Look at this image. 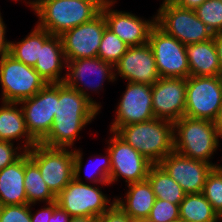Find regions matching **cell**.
<instances>
[{
	"label": "cell",
	"instance_id": "6da1fadb",
	"mask_svg": "<svg viewBox=\"0 0 222 222\" xmlns=\"http://www.w3.org/2000/svg\"><path fill=\"white\" fill-rule=\"evenodd\" d=\"M99 110L80 92L64 82L56 83V112L52 129L41 142L51 148H73L86 125L92 123Z\"/></svg>",
	"mask_w": 222,
	"mask_h": 222
},
{
	"label": "cell",
	"instance_id": "7a4b0ae2",
	"mask_svg": "<svg viewBox=\"0 0 222 222\" xmlns=\"http://www.w3.org/2000/svg\"><path fill=\"white\" fill-rule=\"evenodd\" d=\"M105 0H33L31 10L39 18L37 26L51 35L92 20L101 12Z\"/></svg>",
	"mask_w": 222,
	"mask_h": 222
},
{
	"label": "cell",
	"instance_id": "3957f363",
	"mask_svg": "<svg viewBox=\"0 0 222 222\" xmlns=\"http://www.w3.org/2000/svg\"><path fill=\"white\" fill-rule=\"evenodd\" d=\"M74 149V178L56 196V202L60 208L71 217L89 216L99 217L107 211L114 203L102 192L97 184L91 185L82 181L81 171L83 166V152ZM110 204V205H109Z\"/></svg>",
	"mask_w": 222,
	"mask_h": 222
},
{
	"label": "cell",
	"instance_id": "277c9868",
	"mask_svg": "<svg viewBox=\"0 0 222 222\" xmlns=\"http://www.w3.org/2000/svg\"><path fill=\"white\" fill-rule=\"evenodd\" d=\"M115 133L153 165L174 151L173 122L161 118L120 126Z\"/></svg>",
	"mask_w": 222,
	"mask_h": 222
},
{
	"label": "cell",
	"instance_id": "5b68a950",
	"mask_svg": "<svg viewBox=\"0 0 222 222\" xmlns=\"http://www.w3.org/2000/svg\"><path fill=\"white\" fill-rule=\"evenodd\" d=\"M173 137L175 152L217 166L210 159L221 138L213 121L183 116L173 122Z\"/></svg>",
	"mask_w": 222,
	"mask_h": 222
},
{
	"label": "cell",
	"instance_id": "8992f818",
	"mask_svg": "<svg viewBox=\"0 0 222 222\" xmlns=\"http://www.w3.org/2000/svg\"><path fill=\"white\" fill-rule=\"evenodd\" d=\"M157 12L156 25L185 46L205 42L214 37L194 10L179 7L171 0H163Z\"/></svg>",
	"mask_w": 222,
	"mask_h": 222
},
{
	"label": "cell",
	"instance_id": "52a82bcc",
	"mask_svg": "<svg viewBox=\"0 0 222 222\" xmlns=\"http://www.w3.org/2000/svg\"><path fill=\"white\" fill-rule=\"evenodd\" d=\"M47 82L31 66L9 53L0 58L1 102L19 103L39 92Z\"/></svg>",
	"mask_w": 222,
	"mask_h": 222
},
{
	"label": "cell",
	"instance_id": "ba28073f",
	"mask_svg": "<svg viewBox=\"0 0 222 222\" xmlns=\"http://www.w3.org/2000/svg\"><path fill=\"white\" fill-rule=\"evenodd\" d=\"M27 152L55 196L74 178V150L51 148L37 143Z\"/></svg>",
	"mask_w": 222,
	"mask_h": 222
},
{
	"label": "cell",
	"instance_id": "9c48e42d",
	"mask_svg": "<svg viewBox=\"0 0 222 222\" xmlns=\"http://www.w3.org/2000/svg\"><path fill=\"white\" fill-rule=\"evenodd\" d=\"M222 106V76L186 78L184 116L214 121Z\"/></svg>",
	"mask_w": 222,
	"mask_h": 222
},
{
	"label": "cell",
	"instance_id": "30bf717a",
	"mask_svg": "<svg viewBox=\"0 0 222 222\" xmlns=\"http://www.w3.org/2000/svg\"><path fill=\"white\" fill-rule=\"evenodd\" d=\"M66 62L67 71L64 83L80 92L100 111L101 103L94 101L87 91L89 88L98 93L97 91L103 88L105 80L116 81L114 66L99 57L66 60Z\"/></svg>",
	"mask_w": 222,
	"mask_h": 222
},
{
	"label": "cell",
	"instance_id": "8fae6325",
	"mask_svg": "<svg viewBox=\"0 0 222 222\" xmlns=\"http://www.w3.org/2000/svg\"><path fill=\"white\" fill-rule=\"evenodd\" d=\"M148 44L152 49L160 78L190 76L186 46L183 43L155 25L150 31Z\"/></svg>",
	"mask_w": 222,
	"mask_h": 222
},
{
	"label": "cell",
	"instance_id": "7c38bea8",
	"mask_svg": "<svg viewBox=\"0 0 222 222\" xmlns=\"http://www.w3.org/2000/svg\"><path fill=\"white\" fill-rule=\"evenodd\" d=\"M106 141L110 153L111 173L109 184L113 185L118 178L123 177L128 184L144 181L148 177L150 167L153 165L142 154L127 144L115 132Z\"/></svg>",
	"mask_w": 222,
	"mask_h": 222
},
{
	"label": "cell",
	"instance_id": "4fadbf2b",
	"mask_svg": "<svg viewBox=\"0 0 222 222\" xmlns=\"http://www.w3.org/2000/svg\"><path fill=\"white\" fill-rule=\"evenodd\" d=\"M30 136L41 143L52 129L56 112V83H47L31 98L19 102Z\"/></svg>",
	"mask_w": 222,
	"mask_h": 222
},
{
	"label": "cell",
	"instance_id": "5bb4252c",
	"mask_svg": "<svg viewBox=\"0 0 222 222\" xmlns=\"http://www.w3.org/2000/svg\"><path fill=\"white\" fill-rule=\"evenodd\" d=\"M106 19L100 12L92 20L65 31L60 37L66 60L97 57Z\"/></svg>",
	"mask_w": 222,
	"mask_h": 222
},
{
	"label": "cell",
	"instance_id": "9a60e30c",
	"mask_svg": "<svg viewBox=\"0 0 222 222\" xmlns=\"http://www.w3.org/2000/svg\"><path fill=\"white\" fill-rule=\"evenodd\" d=\"M115 111V120L109 131L115 132L120 126L154 119L152 108V85L127 82Z\"/></svg>",
	"mask_w": 222,
	"mask_h": 222
},
{
	"label": "cell",
	"instance_id": "2e32d148",
	"mask_svg": "<svg viewBox=\"0 0 222 222\" xmlns=\"http://www.w3.org/2000/svg\"><path fill=\"white\" fill-rule=\"evenodd\" d=\"M117 0H105L101 7L107 28L129 47L148 43L151 29L156 25V16L145 20L137 15L113 9ZM112 7V8H111Z\"/></svg>",
	"mask_w": 222,
	"mask_h": 222
},
{
	"label": "cell",
	"instance_id": "e0dca14e",
	"mask_svg": "<svg viewBox=\"0 0 222 222\" xmlns=\"http://www.w3.org/2000/svg\"><path fill=\"white\" fill-rule=\"evenodd\" d=\"M117 72V73H116ZM115 80L118 76L127 82L153 85L160 79L152 49L148 43L128 47L114 66Z\"/></svg>",
	"mask_w": 222,
	"mask_h": 222
},
{
	"label": "cell",
	"instance_id": "ac0fdd59",
	"mask_svg": "<svg viewBox=\"0 0 222 222\" xmlns=\"http://www.w3.org/2000/svg\"><path fill=\"white\" fill-rule=\"evenodd\" d=\"M159 165L186 194L202 193L207 176L214 168L210 163L185 157L175 151L162 159Z\"/></svg>",
	"mask_w": 222,
	"mask_h": 222
},
{
	"label": "cell",
	"instance_id": "d6986e66",
	"mask_svg": "<svg viewBox=\"0 0 222 222\" xmlns=\"http://www.w3.org/2000/svg\"><path fill=\"white\" fill-rule=\"evenodd\" d=\"M186 78L161 77L152 85L155 118L175 122L185 114Z\"/></svg>",
	"mask_w": 222,
	"mask_h": 222
},
{
	"label": "cell",
	"instance_id": "ffe728a7",
	"mask_svg": "<svg viewBox=\"0 0 222 222\" xmlns=\"http://www.w3.org/2000/svg\"><path fill=\"white\" fill-rule=\"evenodd\" d=\"M66 59L61 37L51 35L42 45L40 58L37 59L34 69L47 83L64 82L66 73Z\"/></svg>",
	"mask_w": 222,
	"mask_h": 222
},
{
	"label": "cell",
	"instance_id": "44dd1931",
	"mask_svg": "<svg viewBox=\"0 0 222 222\" xmlns=\"http://www.w3.org/2000/svg\"><path fill=\"white\" fill-rule=\"evenodd\" d=\"M0 106V141H8L14 143L21 138L24 151H29L37 142L30 136L23 110L19 107V103L2 102Z\"/></svg>",
	"mask_w": 222,
	"mask_h": 222
},
{
	"label": "cell",
	"instance_id": "7402d4cb",
	"mask_svg": "<svg viewBox=\"0 0 222 222\" xmlns=\"http://www.w3.org/2000/svg\"><path fill=\"white\" fill-rule=\"evenodd\" d=\"M125 198L114 197L115 203L131 218V220H146L152 209L156 196L149 181L131 183Z\"/></svg>",
	"mask_w": 222,
	"mask_h": 222
},
{
	"label": "cell",
	"instance_id": "603a6c76",
	"mask_svg": "<svg viewBox=\"0 0 222 222\" xmlns=\"http://www.w3.org/2000/svg\"><path fill=\"white\" fill-rule=\"evenodd\" d=\"M28 204L24 188V154L0 170V206Z\"/></svg>",
	"mask_w": 222,
	"mask_h": 222
},
{
	"label": "cell",
	"instance_id": "cb8c5ba5",
	"mask_svg": "<svg viewBox=\"0 0 222 222\" xmlns=\"http://www.w3.org/2000/svg\"><path fill=\"white\" fill-rule=\"evenodd\" d=\"M190 76H220L221 69L214 39L186 45Z\"/></svg>",
	"mask_w": 222,
	"mask_h": 222
},
{
	"label": "cell",
	"instance_id": "d4e9b609",
	"mask_svg": "<svg viewBox=\"0 0 222 222\" xmlns=\"http://www.w3.org/2000/svg\"><path fill=\"white\" fill-rule=\"evenodd\" d=\"M51 36V34L37 25L31 30L29 35L21 41H10L9 54L16 60L34 67L37 59L40 58L43 43Z\"/></svg>",
	"mask_w": 222,
	"mask_h": 222
},
{
	"label": "cell",
	"instance_id": "484cf974",
	"mask_svg": "<svg viewBox=\"0 0 222 222\" xmlns=\"http://www.w3.org/2000/svg\"><path fill=\"white\" fill-rule=\"evenodd\" d=\"M24 188L29 205L56 201V196L47 187L38 166L29 158L27 151L24 153Z\"/></svg>",
	"mask_w": 222,
	"mask_h": 222
},
{
	"label": "cell",
	"instance_id": "4316f807",
	"mask_svg": "<svg viewBox=\"0 0 222 222\" xmlns=\"http://www.w3.org/2000/svg\"><path fill=\"white\" fill-rule=\"evenodd\" d=\"M147 180L156 199L179 205L185 197L186 193L182 187L159 164H154L150 167Z\"/></svg>",
	"mask_w": 222,
	"mask_h": 222
},
{
	"label": "cell",
	"instance_id": "83f0119b",
	"mask_svg": "<svg viewBox=\"0 0 222 222\" xmlns=\"http://www.w3.org/2000/svg\"><path fill=\"white\" fill-rule=\"evenodd\" d=\"M179 216L180 222H214L220 218L202 193L185 194Z\"/></svg>",
	"mask_w": 222,
	"mask_h": 222
},
{
	"label": "cell",
	"instance_id": "f1b7e54d",
	"mask_svg": "<svg viewBox=\"0 0 222 222\" xmlns=\"http://www.w3.org/2000/svg\"><path fill=\"white\" fill-rule=\"evenodd\" d=\"M129 46L124 43L116 34L109 28L104 30L97 57L104 62L110 63L113 66L125 54Z\"/></svg>",
	"mask_w": 222,
	"mask_h": 222
},
{
	"label": "cell",
	"instance_id": "f546056e",
	"mask_svg": "<svg viewBox=\"0 0 222 222\" xmlns=\"http://www.w3.org/2000/svg\"><path fill=\"white\" fill-rule=\"evenodd\" d=\"M194 11L213 34L222 33V0H206Z\"/></svg>",
	"mask_w": 222,
	"mask_h": 222
},
{
	"label": "cell",
	"instance_id": "4dcf8cb0",
	"mask_svg": "<svg viewBox=\"0 0 222 222\" xmlns=\"http://www.w3.org/2000/svg\"><path fill=\"white\" fill-rule=\"evenodd\" d=\"M202 194L222 218V171L214 167L208 174Z\"/></svg>",
	"mask_w": 222,
	"mask_h": 222
},
{
	"label": "cell",
	"instance_id": "1f68e13d",
	"mask_svg": "<svg viewBox=\"0 0 222 222\" xmlns=\"http://www.w3.org/2000/svg\"><path fill=\"white\" fill-rule=\"evenodd\" d=\"M145 222H180L179 205L156 199Z\"/></svg>",
	"mask_w": 222,
	"mask_h": 222
},
{
	"label": "cell",
	"instance_id": "d6a6232c",
	"mask_svg": "<svg viewBox=\"0 0 222 222\" xmlns=\"http://www.w3.org/2000/svg\"><path fill=\"white\" fill-rule=\"evenodd\" d=\"M0 222H31L30 205L0 206Z\"/></svg>",
	"mask_w": 222,
	"mask_h": 222
},
{
	"label": "cell",
	"instance_id": "836d02e7",
	"mask_svg": "<svg viewBox=\"0 0 222 222\" xmlns=\"http://www.w3.org/2000/svg\"><path fill=\"white\" fill-rule=\"evenodd\" d=\"M100 159H101L100 160L101 164L99 162L100 167H99V165H97L96 166L97 170L94 169V173L91 172L90 173L91 175L88 174V177L90 175V178H91L90 182L92 184H99L100 186L102 185V188H103L104 185L105 186L110 185L109 184V176H110V173H111V160H110L109 151L107 150L105 155H103L102 157L100 156ZM88 163H90V162L88 161ZM88 163H87V165H88ZM91 165H93V164H91ZM88 177L86 176V180H89Z\"/></svg>",
	"mask_w": 222,
	"mask_h": 222
},
{
	"label": "cell",
	"instance_id": "e575fe53",
	"mask_svg": "<svg viewBox=\"0 0 222 222\" xmlns=\"http://www.w3.org/2000/svg\"><path fill=\"white\" fill-rule=\"evenodd\" d=\"M22 150V151H21ZM26 151L20 145L14 146V143L0 141V170L17 161Z\"/></svg>",
	"mask_w": 222,
	"mask_h": 222
},
{
	"label": "cell",
	"instance_id": "d590c367",
	"mask_svg": "<svg viewBox=\"0 0 222 222\" xmlns=\"http://www.w3.org/2000/svg\"><path fill=\"white\" fill-rule=\"evenodd\" d=\"M98 218L102 222H129L131 220V218L116 203Z\"/></svg>",
	"mask_w": 222,
	"mask_h": 222
},
{
	"label": "cell",
	"instance_id": "8d00e7d4",
	"mask_svg": "<svg viewBox=\"0 0 222 222\" xmlns=\"http://www.w3.org/2000/svg\"><path fill=\"white\" fill-rule=\"evenodd\" d=\"M32 206L33 205H30L31 222H50V217L58 204L56 201L46 203V205L42 207V209L38 210L36 213H32Z\"/></svg>",
	"mask_w": 222,
	"mask_h": 222
},
{
	"label": "cell",
	"instance_id": "74e56055",
	"mask_svg": "<svg viewBox=\"0 0 222 222\" xmlns=\"http://www.w3.org/2000/svg\"><path fill=\"white\" fill-rule=\"evenodd\" d=\"M5 25L0 12V58L9 53L10 41L5 38L7 28Z\"/></svg>",
	"mask_w": 222,
	"mask_h": 222
},
{
	"label": "cell",
	"instance_id": "f35d334b",
	"mask_svg": "<svg viewBox=\"0 0 222 222\" xmlns=\"http://www.w3.org/2000/svg\"><path fill=\"white\" fill-rule=\"evenodd\" d=\"M70 219L71 216L62 208L57 206L50 217V222H70Z\"/></svg>",
	"mask_w": 222,
	"mask_h": 222
},
{
	"label": "cell",
	"instance_id": "ab89813d",
	"mask_svg": "<svg viewBox=\"0 0 222 222\" xmlns=\"http://www.w3.org/2000/svg\"><path fill=\"white\" fill-rule=\"evenodd\" d=\"M171 1L179 7L195 10L206 0H171Z\"/></svg>",
	"mask_w": 222,
	"mask_h": 222
},
{
	"label": "cell",
	"instance_id": "60d3db41",
	"mask_svg": "<svg viewBox=\"0 0 222 222\" xmlns=\"http://www.w3.org/2000/svg\"><path fill=\"white\" fill-rule=\"evenodd\" d=\"M213 39L219 58L221 76H222V33L214 34Z\"/></svg>",
	"mask_w": 222,
	"mask_h": 222
},
{
	"label": "cell",
	"instance_id": "b9f144b4",
	"mask_svg": "<svg viewBox=\"0 0 222 222\" xmlns=\"http://www.w3.org/2000/svg\"><path fill=\"white\" fill-rule=\"evenodd\" d=\"M213 122L219 137L222 138V106Z\"/></svg>",
	"mask_w": 222,
	"mask_h": 222
},
{
	"label": "cell",
	"instance_id": "7bdbcfd3",
	"mask_svg": "<svg viewBox=\"0 0 222 222\" xmlns=\"http://www.w3.org/2000/svg\"><path fill=\"white\" fill-rule=\"evenodd\" d=\"M93 217L89 216H74L71 217L70 222H91Z\"/></svg>",
	"mask_w": 222,
	"mask_h": 222
},
{
	"label": "cell",
	"instance_id": "ee69618b",
	"mask_svg": "<svg viewBox=\"0 0 222 222\" xmlns=\"http://www.w3.org/2000/svg\"><path fill=\"white\" fill-rule=\"evenodd\" d=\"M91 222H102L98 217H95L91 220Z\"/></svg>",
	"mask_w": 222,
	"mask_h": 222
},
{
	"label": "cell",
	"instance_id": "f6af8a7d",
	"mask_svg": "<svg viewBox=\"0 0 222 222\" xmlns=\"http://www.w3.org/2000/svg\"><path fill=\"white\" fill-rule=\"evenodd\" d=\"M25 3L29 4V7H31L32 3H33V0H29V1H25Z\"/></svg>",
	"mask_w": 222,
	"mask_h": 222
},
{
	"label": "cell",
	"instance_id": "bcb514c9",
	"mask_svg": "<svg viewBox=\"0 0 222 222\" xmlns=\"http://www.w3.org/2000/svg\"><path fill=\"white\" fill-rule=\"evenodd\" d=\"M129 222H145L144 220H130Z\"/></svg>",
	"mask_w": 222,
	"mask_h": 222
},
{
	"label": "cell",
	"instance_id": "7dc6e473",
	"mask_svg": "<svg viewBox=\"0 0 222 222\" xmlns=\"http://www.w3.org/2000/svg\"><path fill=\"white\" fill-rule=\"evenodd\" d=\"M220 171H222V165L220 164H217V166H216Z\"/></svg>",
	"mask_w": 222,
	"mask_h": 222
},
{
	"label": "cell",
	"instance_id": "c3c4849f",
	"mask_svg": "<svg viewBox=\"0 0 222 222\" xmlns=\"http://www.w3.org/2000/svg\"><path fill=\"white\" fill-rule=\"evenodd\" d=\"M222 221V218L220 217L217 221H214V222H221Z\"/></svg>",
	"mask_w": 222,
	"mask_h": 222
}]
</instances>
